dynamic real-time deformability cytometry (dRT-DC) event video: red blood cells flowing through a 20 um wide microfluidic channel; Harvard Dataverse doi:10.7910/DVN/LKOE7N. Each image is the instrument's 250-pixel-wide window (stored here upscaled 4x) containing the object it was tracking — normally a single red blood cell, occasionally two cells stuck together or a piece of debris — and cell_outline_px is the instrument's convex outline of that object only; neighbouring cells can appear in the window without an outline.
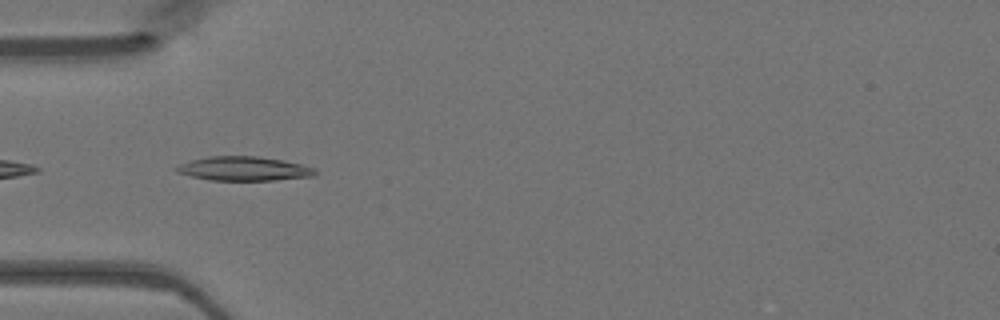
{"species": "Egyptian fruit bat (a non-hibernating species)", "species_latin": "Rousettus aegyptiacus", "temperature_condition": "warm", "stored_images_in_passage": 25, "camera_frame_rate_fps": 3000, "um_per_image_px": 0.085, "animal": {"sex": "female"}, "frame": {"image": 1, "passage_image": 1, "time_ms": 0.0, "image_size_px": [1000, 320], "cell_outline_px": [[316, 172], [312, 176], [272, 180], [212, 180], [192, 176], [176, 172], [172, 168], [180, 164], [192, 160], [208, 156], [256, 156], [284, 160], [316, 168]], "centroid_in_image_um": [20.7, 14.33], "position_along_channel_um": 64.3, "area_um2": 19.36}}
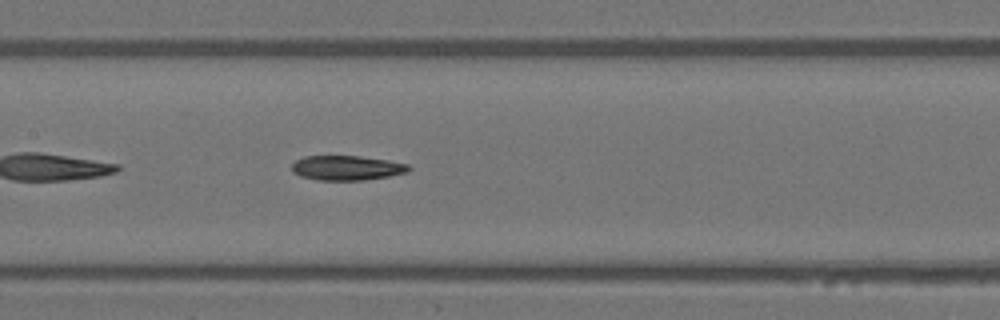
{"frame": {"image": 2, "passage_image": 9, "time_ms": 2.667, "image_size_px": [1000, 320], "cell_outline_px": [[412, 168], [408, 172], [388, 176], [364, 180], [316, 180], [300, 176], [292, 172], [292, 164], [296, 160], [304, 156], [360, 156], [388, 160], [408, 164]], "centroid_in_image_um": [29.47, 14.27], "position_along_channel_um": 177.9, "area_um2": 16.88}}
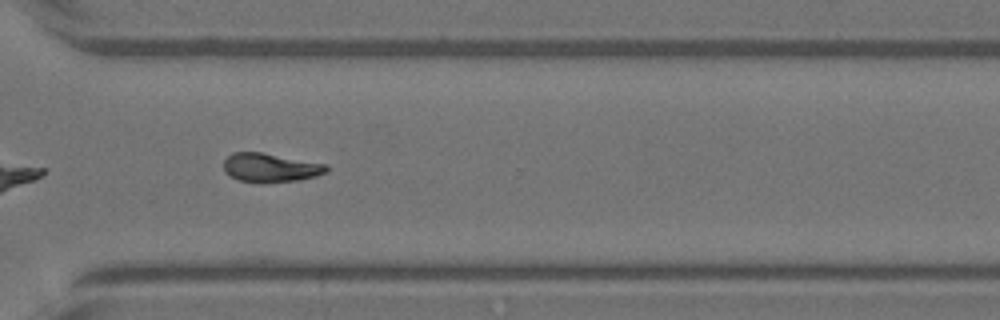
{"frame": {"image": 3, "passage_image": 21, "time_ms": 6.667, "image_size_px": [1000, 320], "cell_outline_px": [[328, 172], [316, 176], [300, 180], [236, 180], [224, 172], [224, 160], [232, 152], [260, 152], [328, 164]], "centroid_in_image_um": [23.0, 14.21], "position_along_channel_um": 347.6, "area_um2": 16.76}}